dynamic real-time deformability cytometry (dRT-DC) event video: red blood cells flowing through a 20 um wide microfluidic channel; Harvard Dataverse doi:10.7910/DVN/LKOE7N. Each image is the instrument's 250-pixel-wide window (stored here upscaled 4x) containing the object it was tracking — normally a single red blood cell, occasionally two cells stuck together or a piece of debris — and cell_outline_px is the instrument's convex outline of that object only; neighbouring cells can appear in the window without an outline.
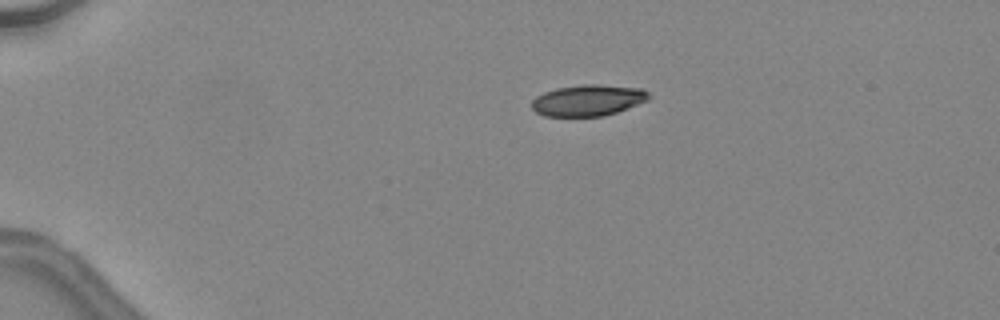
{"species": "common noctule bat (a hibernating species)", "species_latin": "Nyctalus noctula", "temperature_condition": "warm", "stored_images_in_passage": 37, "camera_frame_rate_fps": 3000, "um_per_image_px": 0.085, "animal": {"sex": "female", "body_mass_g": 24.6, "forearm_length_mm": 56.2}, "frame": {"image": 1, "passage_image": 1, "time_ms": 0.0, "image_size_px": [1000, 320], "cell_outline_px": [[652, 96], [648, 100], [616, 112], [604, 116], [544, 116], [536, 112], [532, 108], [532, 100], [536, 96], [544, 92], [556, 88], [584, 84], [596, 84], [640, 88], [648, 92]], "centroid_in_image_um": [49.97, 8.52], "position_along_channel_um": 35.0, "area_um2": 21.27}, "authors_computed_cell_mechanics": {"area_um2": 23.12, "velocity_mm_per_s": 4.5484, "shape_relaxation_time_tau1_ms": 7.0055, "shape_relaxation_time_tau2_ms": 2.4186, "deformation_change_tau1": 0.2261, "deformation_change_tau2": 0.102}}